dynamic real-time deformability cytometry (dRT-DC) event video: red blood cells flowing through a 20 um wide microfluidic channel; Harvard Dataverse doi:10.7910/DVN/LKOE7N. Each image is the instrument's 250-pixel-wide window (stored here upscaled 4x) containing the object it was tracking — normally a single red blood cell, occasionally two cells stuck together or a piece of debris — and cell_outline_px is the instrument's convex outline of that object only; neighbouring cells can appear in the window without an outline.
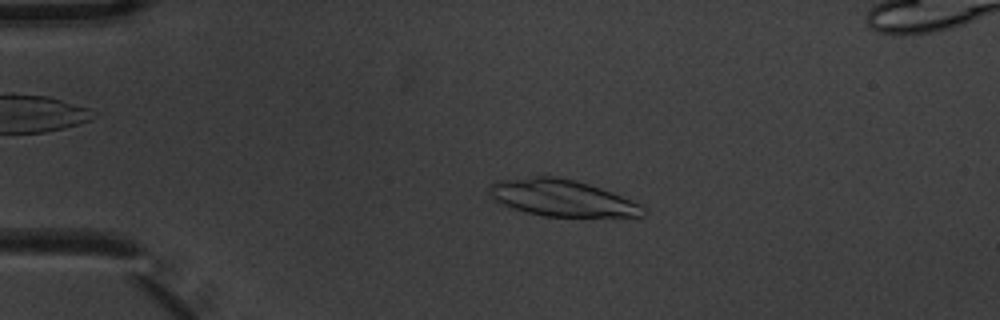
{"species": "common noctule bat (a hibernating species)", "species_latin": "Nyctalus noctula", "temperature_condition": "warm", "stored_images_in_passage": 4, "camera_frame_rate_fps": 3000, "um_per_image_px": 0.085, "animal": {"sex": "male", "body_mass_g": 20.1, "forearm_length_mm": 53.5}, "frame": {"image": 1, "passage_image": 3, "time_ms": 0.667, "image_size_px": [1000, 320], "cell_outline_px": [[644, 216], [544, 216], [528, 212], [504, 204], [488, 196], [488, 188], [496, 180], [532, 176], [552, 176], [576, 180], [612, 192], [644, 204]], "centroid_in_image_um": [47.77, 16.81], "position_along_channel_um": 37.2, "area_um2": 32.6}}